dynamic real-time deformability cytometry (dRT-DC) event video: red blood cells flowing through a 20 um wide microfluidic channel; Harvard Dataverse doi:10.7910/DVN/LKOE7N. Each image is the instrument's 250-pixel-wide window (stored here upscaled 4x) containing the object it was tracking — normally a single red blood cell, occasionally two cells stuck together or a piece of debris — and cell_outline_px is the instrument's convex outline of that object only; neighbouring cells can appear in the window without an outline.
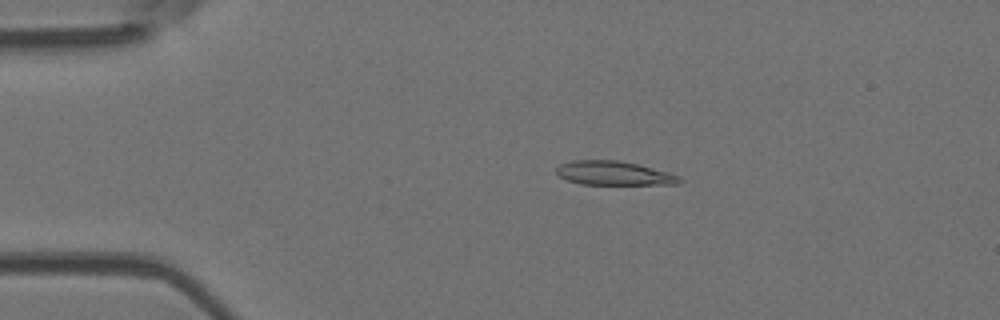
{"species": "Egyptian fruit bat (a non-hibernating species)", "species_latin": "Rousettus aegyptiacus", "temperature_condition": "room temperature", "stored_images_in_passage": 5, "camera_frame_rate_fps": 3000, "um_per_image_px": 0.085, "animal": {"sex": "female"}, "frame": {"image": 1, "passage_image": 3, "time_ms": 2.333, "image_size_px": [1000, 320], "cell_outline_px": [[684, 180], [680, 184], [580, 184], [568, 180], [560, 176], [556, 172], [556, 168], [560, 164], [572, 160], [616, 160], [636, 164], [668, 172], [680, 176]], "centroid_in_image_um": [52.19, 14.72], "position_along_channel_um": 32.8, "area_um2": 17.11}}
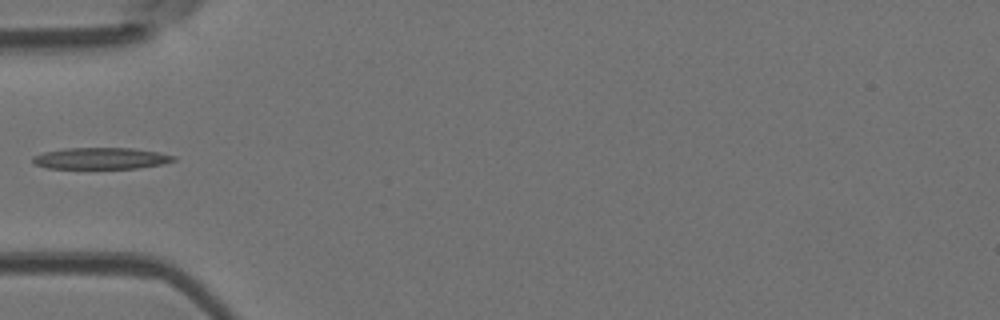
{"frame": {"image": 2, "passage_image": 5, "time_ms": 4.667, "image_size_px": [1000, 320], "cell_outline_px": [[176, 160], [164, 164], [140, 168], [48, 168], [32, 164], [32, 156], [44, 152], [64, 148], [132, 148], [160, 152], [176, 156]], "centroid_in_image_um": [8.6, 13.46], "position_along_channel_um": 76.4, "area_um2": 17.8}}